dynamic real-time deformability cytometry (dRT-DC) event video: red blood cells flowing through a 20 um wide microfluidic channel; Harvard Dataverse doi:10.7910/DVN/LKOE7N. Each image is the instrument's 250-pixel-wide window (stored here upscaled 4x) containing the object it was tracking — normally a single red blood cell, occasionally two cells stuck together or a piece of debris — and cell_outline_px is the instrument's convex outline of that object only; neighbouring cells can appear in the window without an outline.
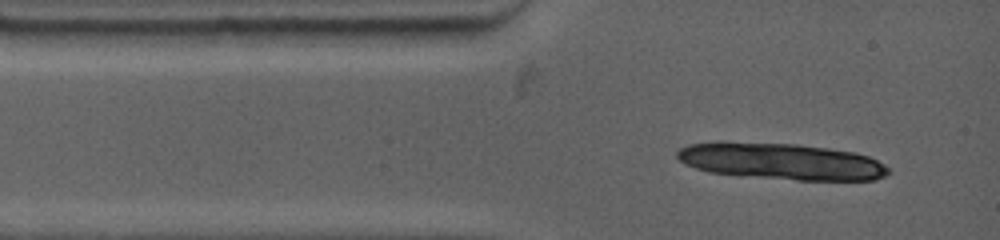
{"species": "common noctule bat (a hibernating species)", "species_latin": "Nyctalus noctula", "temperature_condition": "warm", "stored_images_in_passage": 3, "segment_of_instrument_passage": [1, 2], "camera_frame_rate_fps": 4500, "um_per_image_px": 0.085, "animal": {"sex": "female", "body_mass_g": 19.0, "forearm_length_mm": 53.3}, "frame": {"image": 1, "passage_image": 1, "time_ms": 0.0, "image_size_px": [1000, 240], "cell_outline_px": [[472, 36], [456, 44], [388, 48], [368, 44], [352, 32], [352, 28], [472, 28]], "centroid_in_image_um": [35.03, 3.1], "position_along_channel_um": 50.0, "area_um2": 13.99}}